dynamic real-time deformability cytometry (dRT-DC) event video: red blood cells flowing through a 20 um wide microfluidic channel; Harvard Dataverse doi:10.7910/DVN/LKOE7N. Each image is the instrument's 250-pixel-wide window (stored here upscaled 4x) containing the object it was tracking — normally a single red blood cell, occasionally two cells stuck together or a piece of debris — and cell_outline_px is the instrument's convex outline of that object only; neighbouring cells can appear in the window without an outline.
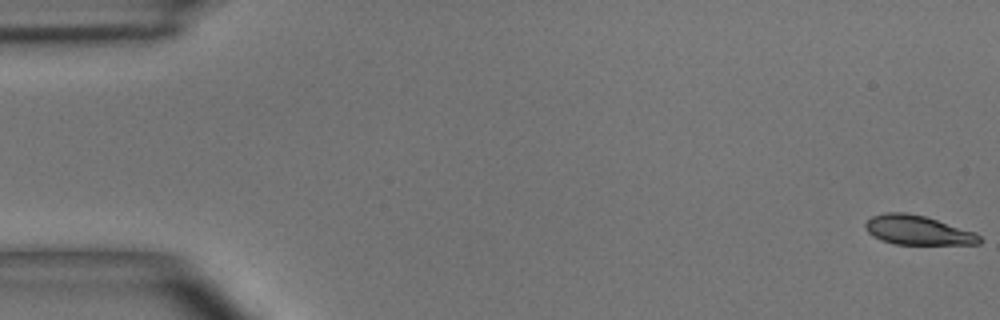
{"species": "common noctule bat (a hibernating species)", "species_latin": "Nyctalus noctula", "temperature_condition": "room temperature", "stored_images_in_passage": 6, "camera_frame_rate_fps": 3000, "um_per_image_px": 0.085, "animal": {"sex": "male", "body_mass_g": 15.6}, "frame": {"image": 1, "passage_image": 1, "time_ms": 0.0, "image_size_px": [1000, 320], "cell_outline_px": [[984, 240], [980, 244], [896, 244], [880, 240], [872, 236], [864, 228], [864, 224], [872, 216], [884, 212], [904, 212], [924, 216], [976, 232]], "centroid_in_image_um": [78.01, 19.57], "position_along_channel_um": 7.0, "area_um2": 19.59}}